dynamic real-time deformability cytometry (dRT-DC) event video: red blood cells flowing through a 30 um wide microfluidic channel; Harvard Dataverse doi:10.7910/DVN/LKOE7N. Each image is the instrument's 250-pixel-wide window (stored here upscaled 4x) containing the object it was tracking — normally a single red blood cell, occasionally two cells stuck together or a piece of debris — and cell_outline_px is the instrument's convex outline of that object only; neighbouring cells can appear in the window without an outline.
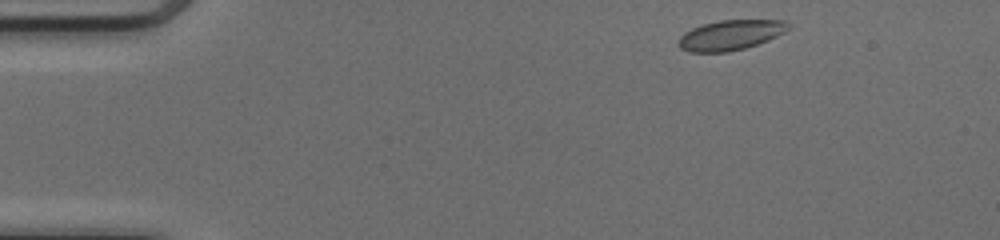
{"species": "common noctule bat (a hibernating species)", "species_latin": "Nyctalus noctula", "temperature_condition": "cold", "stored_images_in_passage": 44, "camera_frame_rate_fps": 3000, "um_per_image_px": 0.085, "animal": {"sex": "female", "body_mass_g": 17.0, "forearm_length_mm": 48.0}, "frame": {"image": 1, "passage_image": 1, "time_ms": 0.0, "image_size_px": [1000, 240], "cell_outline_px": [[792, 28], [768, 40], [744, 48], [728, 52], [688, 52], [680, 48], [676, 44], [680, 36], [684, 32], [692, 28], [704, 24], [720, 20], [784, 20], [792, 24]], "centroid_in_image_um": [62.09, 2.98], "position_along_channel_um": 22.9, "area_um2": 19.36}}
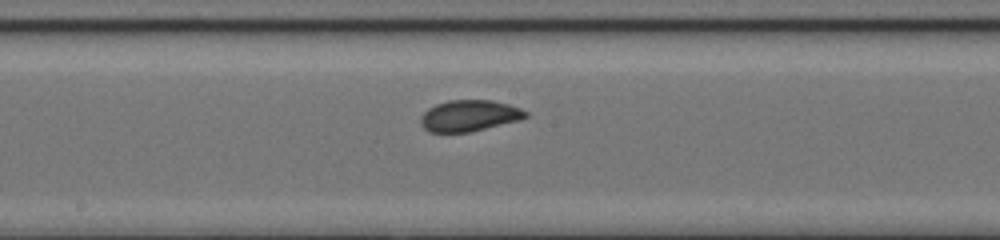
{"frame": {"image": 2, "passage_image": 21, "time_ms": 6.667, "image_size_px": [1000, 240], "cell_outline_px": [[528, 116], [520, 120], [468, 132], [428, 132], [420, 124], [420, 116], [428, 108], [436, 104], [448, 100], [492, 100], [508, 104], [520, 108], [528, 112]], "centroid_in_image_um": [39.87, 9.83], "position_along_channel_um": 208.3, "area_um2": 19.13}}
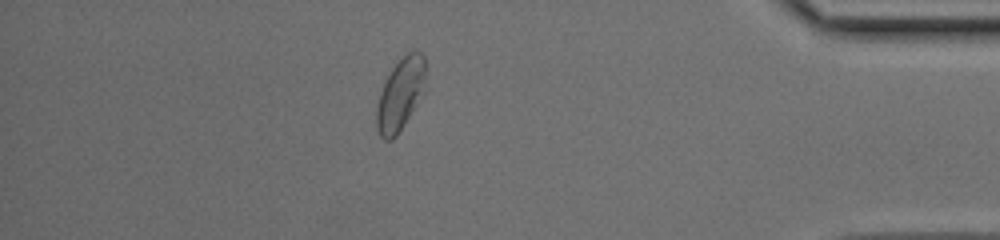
{"frame": {"image": 3, "passage_image": 38, "time_ms": 12.333, "image_size_px": [1000, 240], "cell_outline_px": [[428, 88], [396, 136], [392, 140], [384, 140], [380, 136], [376, 128], [376, 108], [380, 92], [384, 80], [392, 68], [408, 52], [420, 52], [424, 56]], "centroid_in_image_um": [34.06, 8.02], "position_along_channel_um": 401.1, "area_um2": 21.04}, "authors_computed_cell_mechanics": {"area_um2": 19.5075, "velocity_mm_per_s": 4.114, "shape_relaxation_time_tau1_ms": 3.1294, "shape_relaxation_time_tau2_ms": null, "deformation_change_tau1": 0.085, "deformation_change_tau2": null}}